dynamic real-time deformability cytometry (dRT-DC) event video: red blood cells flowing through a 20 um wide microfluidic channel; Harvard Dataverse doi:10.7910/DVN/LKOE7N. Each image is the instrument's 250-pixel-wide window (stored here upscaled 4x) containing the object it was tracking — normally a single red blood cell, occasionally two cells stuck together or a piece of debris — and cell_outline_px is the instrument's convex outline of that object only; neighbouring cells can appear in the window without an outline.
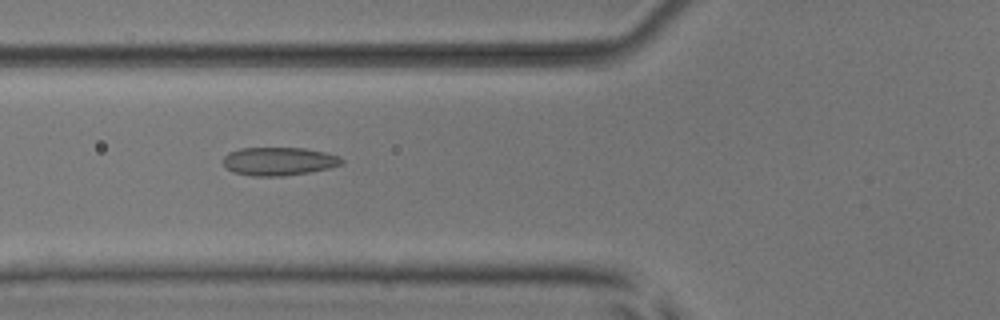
{"species": "common noctule bat (a hibernating species)", "species_latin": "Nyctalus noctula", "temperature_condition": "room temperature", "stored_images_in_passage": 45, "camera_frame_rate_fps": 3000, "um_per_image_px": 0.085, "animal": {"sex": "male", "body_mass_g": 17.9, "forearm_length_mm": 54.2}, "frame": {"image": 1, "passage_image": 12, "time_ms": 3.667, "image_size_px": [1000, 320], "cell_outline_px": [[344, 160], [340, 164], [328, 168], [308, 172], [284, 176], [252, 176], [232, 172], [224, 164], [224, 156], [228, 152], [240, 148], [304, 148], [324, 152], [340, 156]], "centroid_in_image_um": [23.68, 13.71], "position_along_channel_um": 102.1, "area_um2": 19.42}}
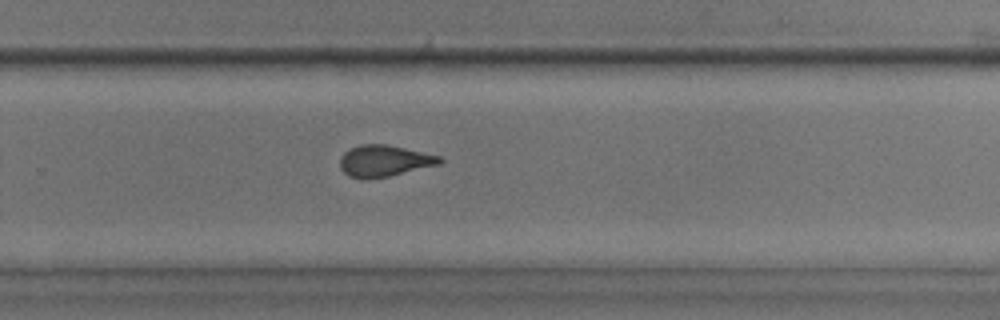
{"frame": {"image": 2, "passage_image": 27, "time_ms": 8.667, "image_size_px": [1000, 320], "cell_outline_px": [[444, 160], [440, 164], [388, 176], [348, 176], [340, 168], [340, 160], [344, 152], [360, 144], [388, 144], [440, 156]], "centroid_in_image_um": [32.69, 13.63], "position_along_channel_um": 297.1, "area_um2": 17.69}}
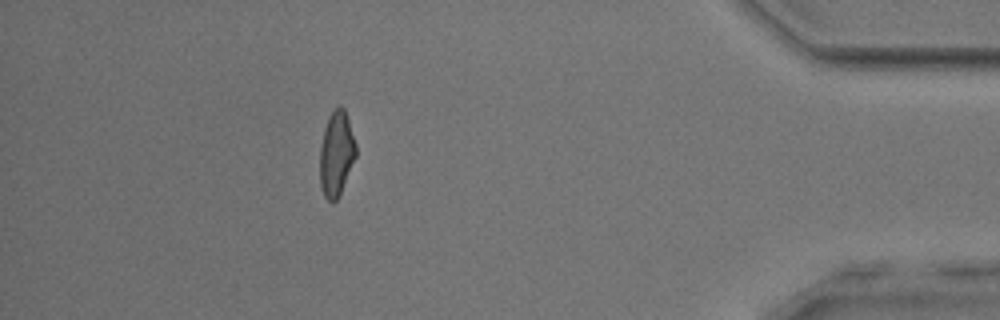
{"frame": {"image": 3, "passage_image": 39, "time_ms": 12.667, "image_size_px": [1000, 320], "cell_outline_px": [[356, 156], [340, 192], [336, 200], [332, 204], [324, 196], [320, 184], [320, 144], [324, 128], [328, 116], [340, 104], [344, 108], [356, 144]], "centroid_in_image_um": [28.57, 13.05], "position_along_channel_um": 406.6, "area_um2": 17.69}, "authors_computed_cell_mechanics": {"area_um2": 18.4382, "velocity_mm_per_s": 3.9125, "shape_relaxation_time_tau1_ms": null, "shape_relaxation_time_tau2_ms": 1.2777, "deformation_change_tau1": null, "deformation_change_tau2": 0.0974}}